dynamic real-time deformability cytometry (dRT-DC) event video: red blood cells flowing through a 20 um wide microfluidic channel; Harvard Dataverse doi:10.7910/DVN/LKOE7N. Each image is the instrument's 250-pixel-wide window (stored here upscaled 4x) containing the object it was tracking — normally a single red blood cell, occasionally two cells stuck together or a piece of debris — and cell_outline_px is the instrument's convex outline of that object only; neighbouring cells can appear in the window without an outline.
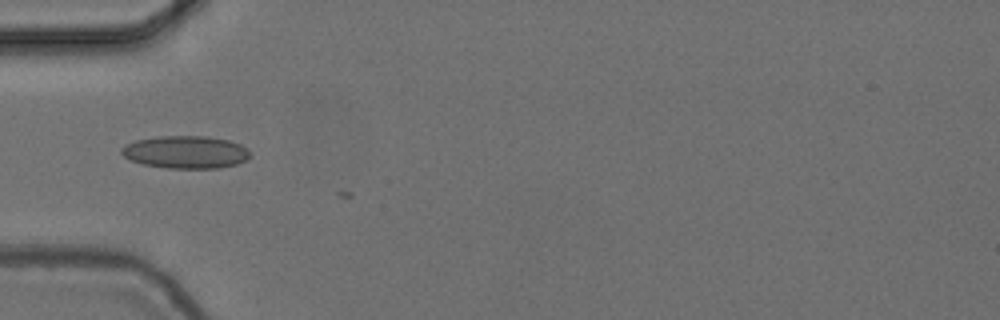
{"species": "common noctule bat (a hibernating species)", "species_latin": "Nyctalus noctula", "temperature_condition": "cold", "stored_images_in_passage": 4, "camera_frame_rate_fps": 3000, "um_per_image_px": 0.085, "animal": {"sex": "female", "body_mass_g": 24.6, "forearm_length_mm": 56.2}, "frame": {"image": 1, "passage_image": 3, "time_ms": 0.667, "image_size_px": [1000, 320], "cell_outline_px": [[252, 156], [236, 164], [220, 168], [168, 168], [144, 164], [132, 160], [124, 156], [120, 152], [120, 148], [124, 144], [136, 140], [160, 136], [208, 136], [228, 140], [240, 144], [248, 148]], "centroid_in_image_um": [15.79, 12.92], "position_along_channel_um": 69.2, "area_um2": 24.51}}